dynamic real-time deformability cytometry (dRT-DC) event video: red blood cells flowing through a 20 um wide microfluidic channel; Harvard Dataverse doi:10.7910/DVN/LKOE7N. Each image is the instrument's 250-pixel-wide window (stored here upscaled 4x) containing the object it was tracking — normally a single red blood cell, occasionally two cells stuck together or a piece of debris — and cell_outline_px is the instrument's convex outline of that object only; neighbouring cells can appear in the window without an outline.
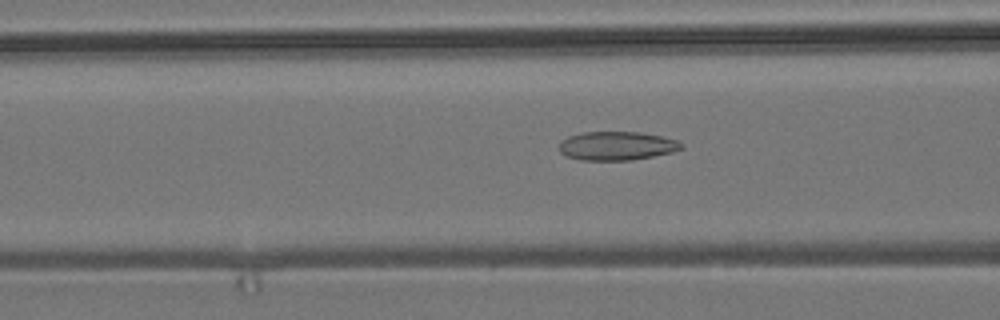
{"species": "common noctule bat (a hibernating species)", "species_latin": "Nyctalus noctula", "temperature_condition": "room temperature", "stored_images_in_passage": 57, "camera_frame_rate_fps": 3000, "um_per_image_px": 0.085, "animal": {"sex": "male", "body_mass_g": 19.2, "forearm_length_mm": 51.8}, "frame": {"image": 1, "passage_image": 22, "time_ms": 7.0, "image_size_px": [1000, 320], "cell_outline_px": [[684, 148], [672, 152], [632, 160], [580, 160], [568, 156], [560, 152], [560, 140], [568, 136], [584, 132], [640, 132], [660, 136], [676, 140], [684, 144]], "centroid_in_image_um": [52.43, 12.39], "position_along_channel_um": 114.2, "area_um2": 20.4}}
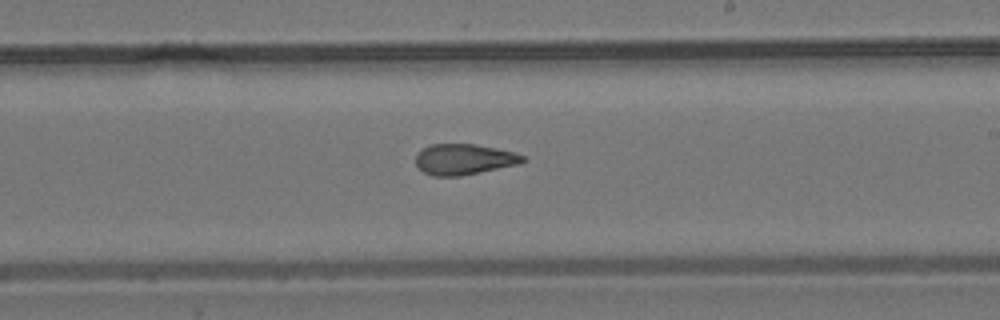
{"frame": {"image": 2, "passage_image": 33, "time_ms": 10.667, "image_size_px": [1000, 320], "cell_outline_px": [[524, 160], [520, 164], [460, 176], [432, 176], [424, 172], [416, 164], [416, 152], [432, 144], [476, 144], [496, 148], [512, 152], [524, 156]], "centroid_in_image_um": [39.42, 13.54], "position_along_channel_um": 249.6, "area_um2": 19.07}}
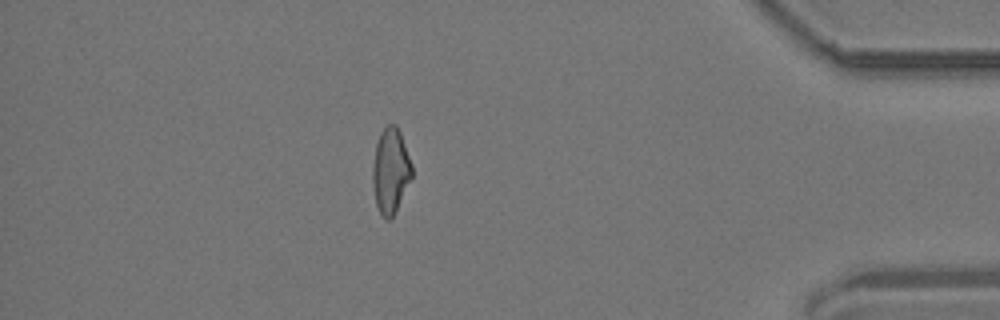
{"frame": {"image": 3, "passage_image": 49, "time_ms": 16.0, "image_size_px": [1000, 320], "cell_outline_px": [[412, 176], [392, 216], [388, 220], [380, 212], [376, 204], [372, 180], [372, 168], [376, 144], [380, 132], [388, 124], [396, 124], [400, 132], [412, 164]], "centroid_in_image_um": [33.19, 14.45], "position_along_channel_um": 402.0, "area_um2": 19.07}, "authors_computed_cell_mechanics": {"area_um2": 19.941, "velocity_mm_per_s": 3.6915, "shape_relaxation_time_tau1_ms": null, "shape_relaxation_time_tau2_ms": 2.2797, "deformation_change_tau1": null, "deformation_change_tau2": 0.0988}}